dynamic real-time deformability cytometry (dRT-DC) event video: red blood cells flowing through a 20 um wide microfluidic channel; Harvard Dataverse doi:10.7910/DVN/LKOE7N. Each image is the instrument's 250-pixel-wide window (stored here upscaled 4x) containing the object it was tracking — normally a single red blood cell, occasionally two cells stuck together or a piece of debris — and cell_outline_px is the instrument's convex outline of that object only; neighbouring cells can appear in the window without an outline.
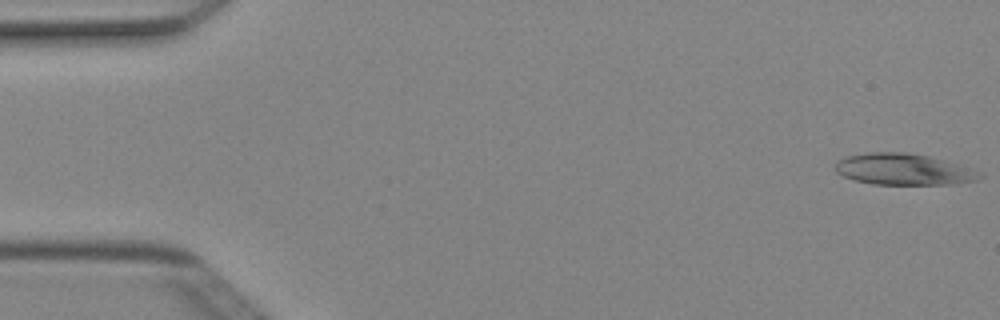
{"species": "Egyptian fruit bat (a non-hibernating species)", "species_latin": "Rousettus aegyptiacus", "temperature_condition": "cold", "stored_images_in_passage": 49, "camera_frame_rate_fps": 3000, "um_per_image_px": 0.085, "animal": {"sex": "female"}, "frame": {"image": 1, "passage_image": 1, "time_ms": 0.0, "image_size_px": [1000, 320], "cell_outline_px": [[984, 176], [976, 180], [952, 184], [872, 184], [856, 180], [844, 176], [836, 172], [836, 160], [848, 156], [868, 152], [904, 152], [928, 156], [984, 172]], "centroid_in_image_um": [76.81, 14.39], "position_along_channel_um": 8.2, "area_um2": 26.18}}
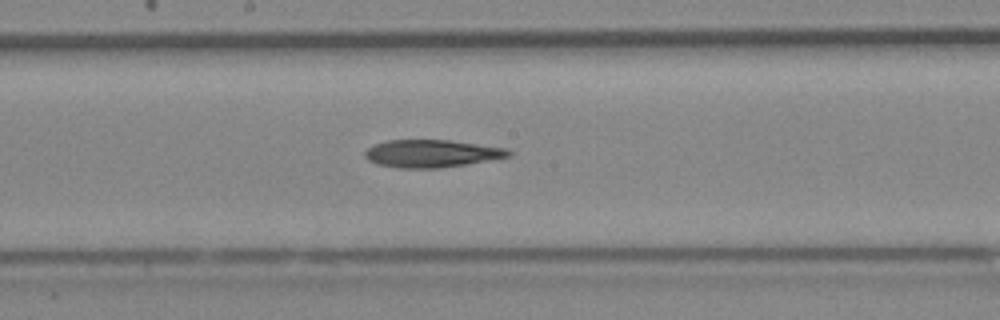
{"frame": {"image": 2, "passage_image": 26, "time_ms": 8.333, "image_size_px": [1000, 320], "cell_outline_px": [[516, 152], [512, 156], [492, 160], [468, 164], [440, 168], [396, 168], [376, 164], [368, 160], [364, 156], [364, 152], [372, 144], [388, 140], [448, 140], [508, 148]], "centroid_in_image_um": [36.73, 13.05], "position_along_channel_um": 211.5, "area_um2": 23.52}}
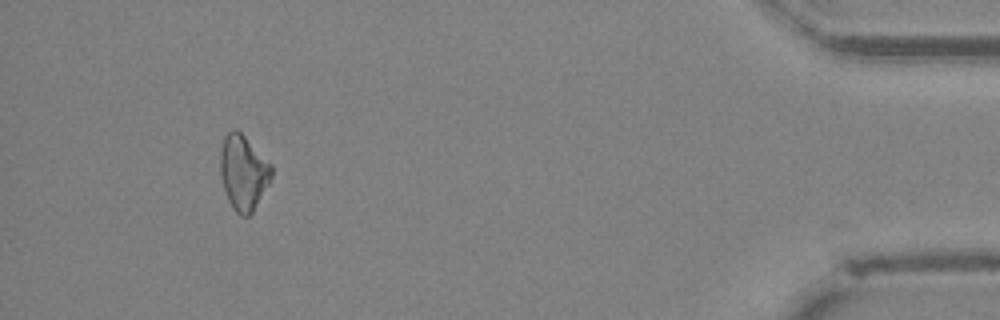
{"frame": {"image": 3, "passage_image": 46, "time_ms": 15.0, "image_size_px": [1000, 320], "cell_outline_px": [[272, 176], [252, 216], [240, 216], [232, 208], [228, 200], [224, 188], [220, 172], [220, 148], [224, 136], [232, 128], [236, 128], [272, 164]], "centroid_in_image_um": [20.68, 14.68], "position_along_channel_um": 414.5, "area_um2": 22.6}}